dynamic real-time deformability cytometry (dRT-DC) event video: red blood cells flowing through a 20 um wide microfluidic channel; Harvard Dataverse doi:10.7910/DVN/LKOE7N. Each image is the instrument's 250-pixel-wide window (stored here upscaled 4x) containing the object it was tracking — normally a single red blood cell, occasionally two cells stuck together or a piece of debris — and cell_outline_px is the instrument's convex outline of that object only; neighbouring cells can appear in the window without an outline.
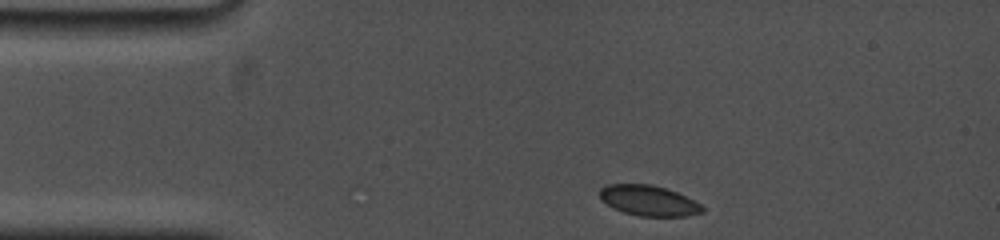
{"species": "common noctule bat (a hibernating species)", "species_latin": "Nyctalus noctula", "temperature_condition": "cold", "stored_images_in_passage": 35, "camera_frame_rate_fps": 5000, "um_per_image_px": 0.085, "animal": {"sex": "female", "body_mass_g": 19.0, "forearm_length_mm": 53.3}, "frame": {"image": 1, "passage_image": 1, "time_ms": 0.0, "image_size_px": [1000, 240], "cell_outline_px": [[704, 212], [688, 216], [640, 216], [624, 212], [612, 208], [600, 200], [600, 188], [608, 184], [652, 184], [676, 192], [700, 204], [704, 208]], "centroid_in_image_um": [55.1, 17.05], "position_along_channel_um": 29.9, "area_um2": 18.15}}
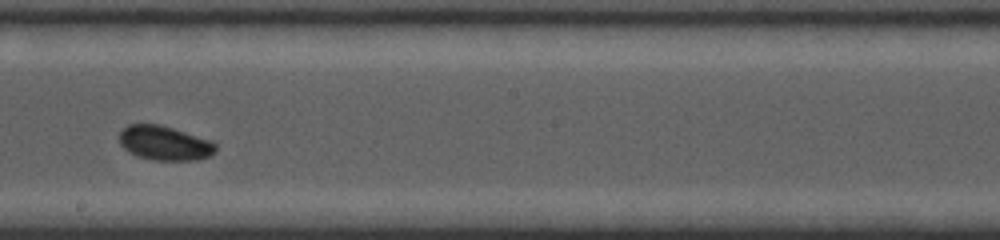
{"frame": {"image": 2, "passage_image": 19, "time_ms": 6.8, "image_size_px": [1000, 240], "cell_outline_px": [[216, 152], [208, 156], [196, 160], [156, 160], [136, 156], [124, 148], [120, 144], [120, 132], [128, 124], [160, 124], [212, 140], [216, 144]], "centroid_in_image_um": [14.01, 12.16], "position_along_channel_um": 234.2, "area_um2": 19.31}}
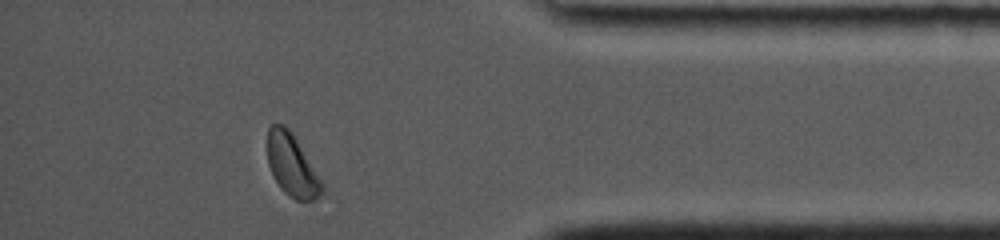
{"frame": {"image": 3, "passage_image": 33, "time_ms": 12.0, "image_size_px": [1000, 240], "cell_outline_px": [[324, 188], [312, 200], [296, 200], [288, 196], [280, 188], [268, 164], [268, 128], [272, 124], [284, 124], [292, 132], [324, 184]], "centroid_in_image_um": [24.8, 14.03], "position_along_channel_um": 410.4, "area_um2": 19.42}, "authors_computed_cell_mechanics": {"area_um2": 19.3052, "velocity_mm_per_s": 3.6845, "shape_relaxation_time_tau1_ms": 2.0694, "shape_relaxation_time_tau2_ms": null, "deformation_change_tau1": 0.0698, "deformation_change_tau2": null}}